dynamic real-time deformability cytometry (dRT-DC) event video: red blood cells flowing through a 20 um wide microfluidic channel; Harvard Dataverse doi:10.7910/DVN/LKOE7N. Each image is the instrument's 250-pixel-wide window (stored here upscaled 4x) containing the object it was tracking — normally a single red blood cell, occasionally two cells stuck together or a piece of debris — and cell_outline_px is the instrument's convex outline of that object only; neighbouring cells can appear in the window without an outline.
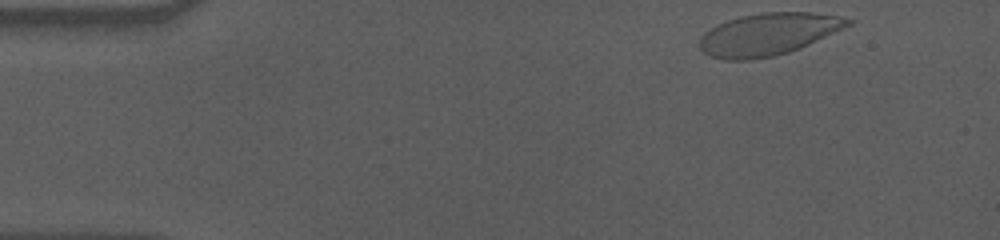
{"species": "human", "species_latin": "Homo sapiens", "temperature_condition": "cold", "stored_images_in_passage": 53, "camera_frame_rate_fps": 3000, "um_per_image_px": 0.085, "donor": {"sex": "male"}, "frame": {"image": 1, "passage_image": 1, "time_ms": 0.0, "image_size_px": [1000, 240], "cell_outline_px": [[856, 20], [852, 24], [800, 48], [776, 56], [752, 60], [724, 60], [712, 56], [704, 52], [700, 48], [700, 36], [704, 32], [728, 20], [740, 16], [760, 12], [812, 12], [840, 16]], "centroid_in_image_um": [65.32, 2.9], "position_along_channel_um": 19.7, "area_um2": 36.47}}
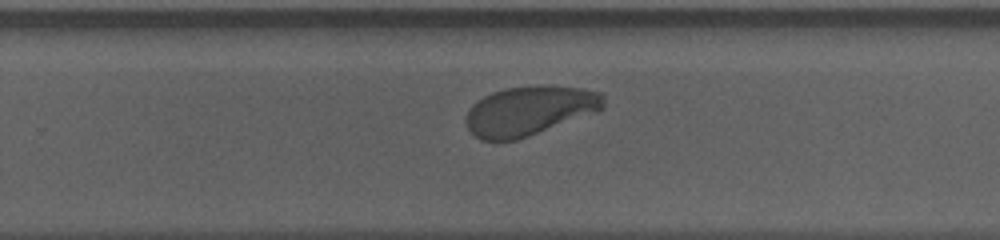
{"frame": {"image": 2, "passage_image": 32, "time_ms": 10.333, "image_size_px": [1000, 240], "cell_outline_px": [[604, 108], [596, 112], [528, 136], [516, 140], [480, 140], [468, 128], [464, 120], [472, 104], [476, 100], [492, 92], [504, 88], [536, 84], [552, 84], [584, 88], [604, 92]], "centroid_in_image_um": [45.03, 9.37], "position_along_channel_um": 284.8, "area_um2": 40.06}}
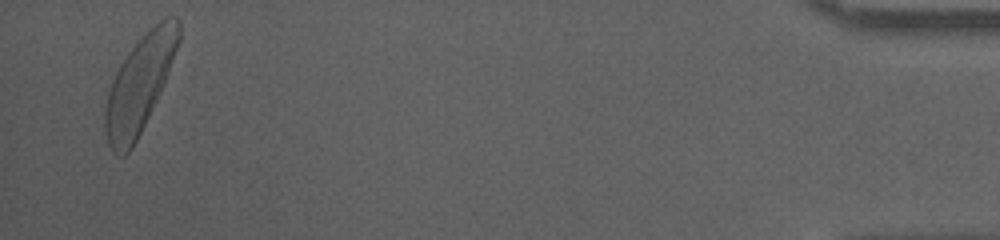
{"frame": {"image": 3, "passage_image": 51, "time_ms": 16.667, "image_size_px": [1000, 240], "cell_outline_px": [[180, 40], [164, 84], [132, 148], [124, 156], [116, 156], [112, 152], [108, 144], [104, 132], [104, 108], [108, 92], [112, 80], [120, 64], [128, 52], [160, 20], [168, 16], [176, 16], [180, 20]], "centroid_in_image_um": [11.84, 7.19], "position_along_channel_um": 423.4, "area_um2": 40.81}, "authors_computed_cell_mechanics": {"area_um2": 39.7664, "velocity_mm_per_s": 3.5077, "shape_relaxation_time_tau1_ms": 3.3926, "shape_relaxation_time_tau2_ms": 0.83, "deformation_change_tau1": 0.1928, "deformation_change_tau2": 0.0623}}